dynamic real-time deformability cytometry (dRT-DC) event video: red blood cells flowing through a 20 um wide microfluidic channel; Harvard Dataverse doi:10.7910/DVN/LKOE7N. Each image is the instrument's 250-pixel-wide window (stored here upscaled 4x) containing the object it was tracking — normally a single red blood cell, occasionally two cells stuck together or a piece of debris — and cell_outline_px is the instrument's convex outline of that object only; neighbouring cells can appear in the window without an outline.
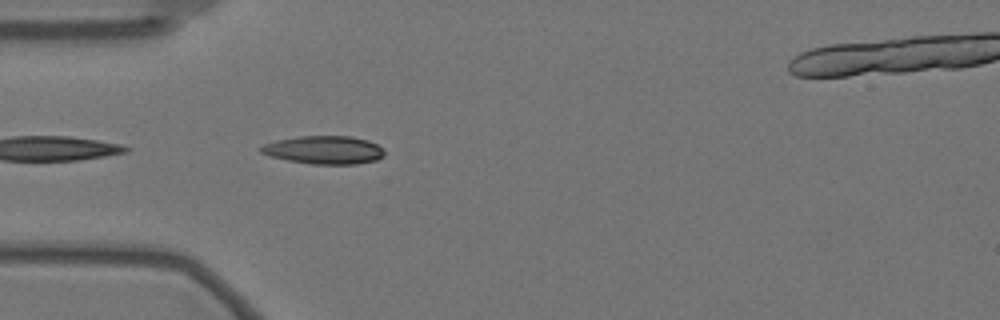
{"species": "Egyptian fruit bat (a non-hibernating species)", "species_latin": "Rousettus aegyptiacus", "temperature_condition": "warm", "stored_images_in_passage": 41, "camera_frame_rate_fps": 3000, "um_per_image_px": 0.085, "animal": {"sex": "female"}, "frame": {"image": 1, "passage_image": 2, "time_ms": 0.333, "image_size_px": [1000, 320], "cell_outline_px": [[384, 156], [376, 160], [356, 164], [312, 164], [288, 160], [268, 156], [260, 152], [260, 148], [264, 144], [276, 140], [300, 136], [352, 136], [368, 140], [376, 144], [384, 152]], "centroid_in_image_um": [27.53, 12.74], "position_along_channel_um": 57.5, "area_um2": 20.23}}
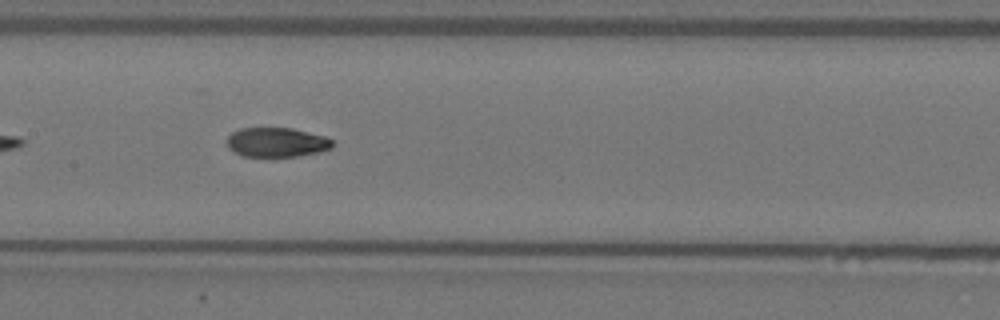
{"frame": {"image": 2, "passage_image": 13, "time_ms": 4.0, "image_size_px": [1000, 320], "cell_outline_px": [[332, 148], [320, 152], [300, 156], [240, 156], [232, 152], [228, 148], [228, 136], [232, 132], [240, 128], [292, 128], [324, 136], [332, 140]], "centroid_in_image_um": [23.5, 12.1], "position_along_channel_um": 183.9, "area_um2": 18.15}}
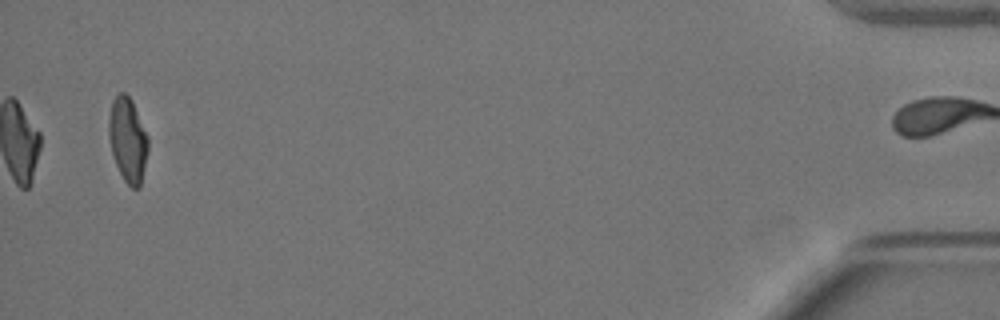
{"frame": {"image": 3, "passage_image": 41, "time_ms": 13.333, "image_size_px": [1000, 320], "cell_outline_px": [[148, 152], [140, 188], [132, 188], [124, 180], [112, 156], [108, 136], [108, 120], [112, 100], [120, 92], [124, 92], [132, 100], [148, 136]], "centroid_in_image_um": [10.86, 11.88], "position_along_channel_um": 424.3, "area_um2": 19.54}, "authors_computed_cell_mechanics": {"area_um2": 19.363, "velocity_mm_per_s": 3.5237, "shape_relaxation_time_tau1_ms": 5.5463, "shape_relaxation_time_tau2_ms": 2.1477, "deformation_change_tau1": 0.2164, "deformation_change_tau2": 0.0618}}